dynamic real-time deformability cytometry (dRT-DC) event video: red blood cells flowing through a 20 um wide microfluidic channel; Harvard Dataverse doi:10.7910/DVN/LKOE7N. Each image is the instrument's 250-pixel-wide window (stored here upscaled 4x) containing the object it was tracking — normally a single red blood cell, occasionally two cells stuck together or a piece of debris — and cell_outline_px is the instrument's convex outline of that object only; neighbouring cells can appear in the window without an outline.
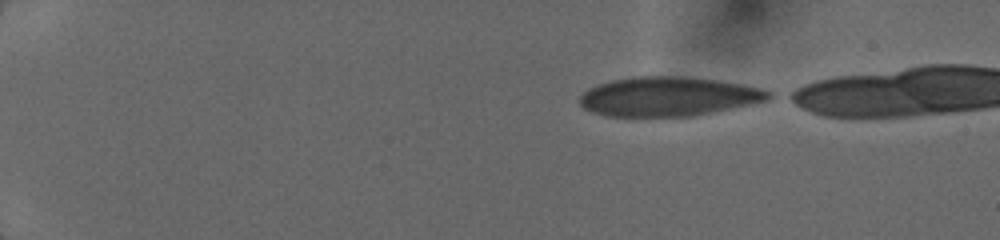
{"species": "human", "species_latin": "Homo sapiens", "temperature_condition": "cold", "stored_images_in_passage": 25, "camera_frame_rate_fps": 3000, "um_per_image_px": 0.085, "donor": {"sex": "female"}, "frame": {"image": 1, "passage_image": 1, "time_ms": 0.0, "image_size_px": [1000, 240], "cell_outline_px": [[776, 96], [768, 100], [712, 112], [692, 116], [608, 116], [592, 112], [584, 108], [580, 104], [580, 96], [588, 88], [596, 84], [612, 80], [636, 76], [680, 76], [712, 80], [740, 84], [760, 88], [772, 92]], "centroid_in_image_um": [56.79, 8.2], "position_along_channel_um": 28.2, "area_um2": 43.0}}
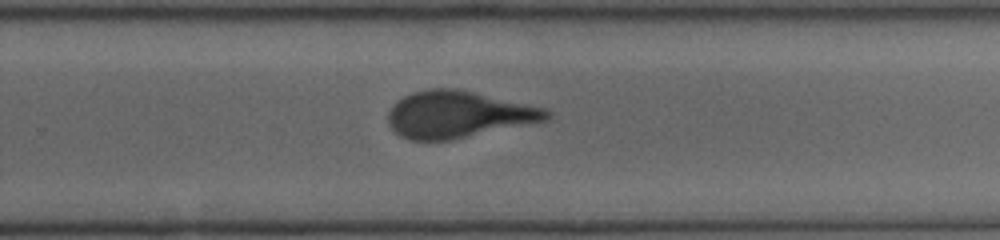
{"frame": {"image": 2, "passage_image": 13, "time_ms": 9.0, "image_size_px": [1000, 240], "cell_outline_px": [[552, 116], [548, 120], [448, 140], [408, 140], [392, 132], [388, 124], [388, 112], [396, 100], [412, 92], [428, 88], [456, 88], [544, 108], [552, 112]], "centroid_in_image_um": [38.89, 9.73], "position_along_channel_um": 290.9, "area_um2": 43.12}}
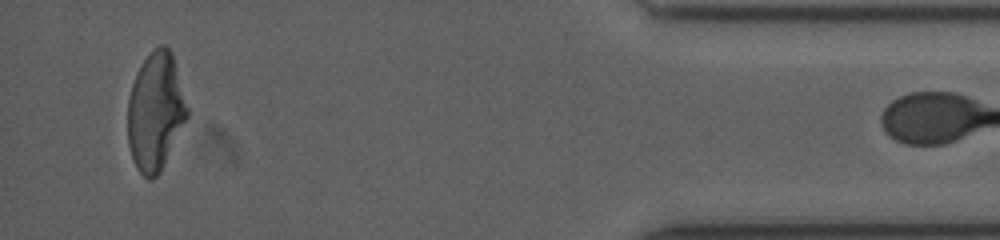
{"frame": {"image": 3, "passage_image": 24, "time_ms": 13.333, "image_size_px": [1000, 240], "cell_outline_px": [[188, 116], [160, 172], [152, 180], [148, 180], [136, 168], [128, 144], [128, 100], [132, 84], [136, 72], [140, 64], [160, 44], [164, 44], [172, 52], [188, 108]], "centroid_in_image_um": [13.21, 9.49], "position_along_channel_um": 422.0, "area_um2": 40.63}}